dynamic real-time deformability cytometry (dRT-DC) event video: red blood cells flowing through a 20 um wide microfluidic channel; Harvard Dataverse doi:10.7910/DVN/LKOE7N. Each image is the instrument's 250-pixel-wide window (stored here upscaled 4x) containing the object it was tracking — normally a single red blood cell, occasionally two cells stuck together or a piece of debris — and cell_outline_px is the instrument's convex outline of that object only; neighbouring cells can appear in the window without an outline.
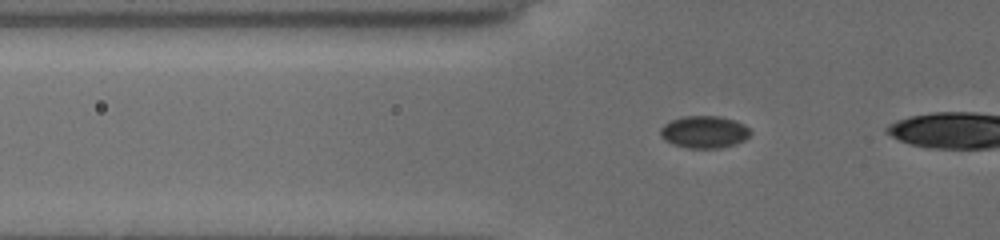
{"species": "common noctule bat (a hibernating species)", "species_latin": "Nyctalus noctula", "temperature_condition": "cold", "stored_images_in_passage": 45, "camera_frame_rate_fps": 3000, "um_per_image_px": 0.085, "animal": {"sex": "female", "body_mass_g": 19.5, "forearm_length_mm": 54.1}, "frame": {"image": 1, "passage_image": 15, "time_ms": 4.667, "image_size_px": [1000, 240], "cell_outline_px": [[752, 132], [744, 140], [720, 148], [688, 148], [672, 144], [664, 140], [660, 136], [660, 128], [664, 124], [672, 120], [684, 116], [720, 116], [736, 120], [744, 124]], "centroid_in_image_um": [59.84, 11.21], "position_along_channel_um": 66.0, "area_um2": 16.94}}
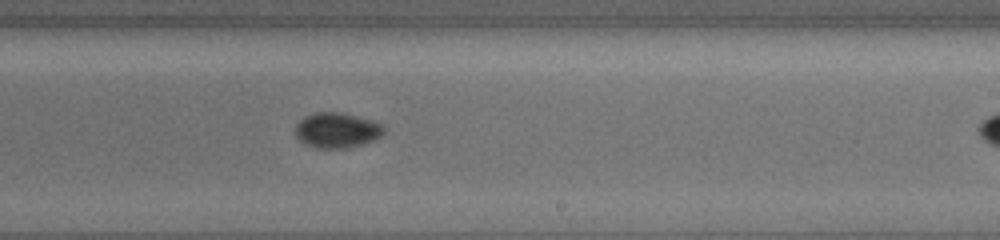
{"frame": {"image": 2, "passage_image": 31, "time_ms": 10.0, "image_size_px": [1000, 240], "cell_outline_px": [[384, 132], [376, 140], [348, 148], [316, 148], [304, 144], [296, 136], [296, 124], [304, 116], [316, 112], [344, 112], [376, 120], [384, 128]], "centroid_in_image_um": [28.66, 11.06], "position_along_channel_um": 260.3, "area_um2": 18.5}}
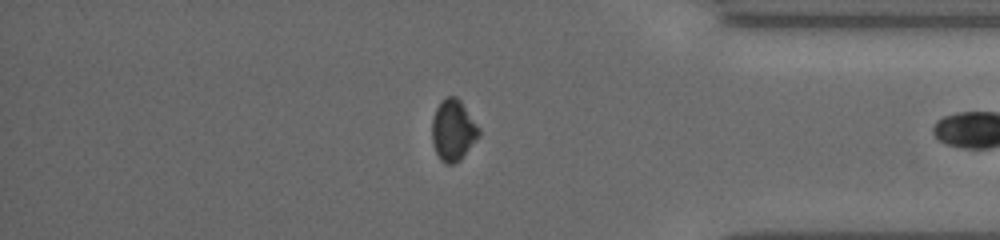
{"frame": {"image": 3, "passage_image": 43, "time_ms": 14.0, "image_size_px": [1000, 240], "cell_outline_px": [[480, 136], [460, 160], [452, 164], [444, 164], [440, 160], [432, 144], [432, 120], [436, 108], [440, 100], [448, 96], [456, 96], [460, 100], [480, 128]], "centroid_in_image_um": [38.51, 11.07], "position_along_channel_um": 396.7, "area_um2": 16.88}}